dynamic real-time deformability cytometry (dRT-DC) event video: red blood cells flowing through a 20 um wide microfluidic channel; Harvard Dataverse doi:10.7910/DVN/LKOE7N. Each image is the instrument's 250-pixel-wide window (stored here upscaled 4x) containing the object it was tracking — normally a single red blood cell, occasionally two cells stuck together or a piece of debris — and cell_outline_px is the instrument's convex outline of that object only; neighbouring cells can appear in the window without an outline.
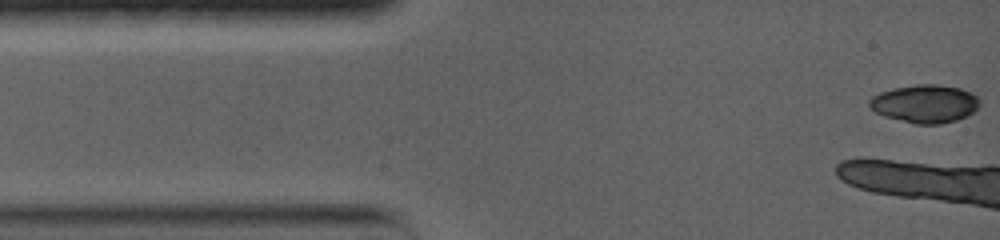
{"species": "common noctule bat (a hibernating species)", "species_latin": "Nyctalus noctula", "temperature_condition": "warm", "stored_images_in_passage": 6, "camera_frame_rate_fps": 5000, "um_per_image_px": 0.085, "animal": {"sex": "female", "body_mass_g": 19.0, "forearm_length_mm": 56.7}, "frame": {"image": 1, "passage_image": 1, "time_ms": 0.0, "image_size_px": [1000, 240], "cell_outline_px": [[980, 104], [972, 112], [956, 120], [940, 124], [916, 124], [884, 116], [876, 112], [868, 104], [868, 100], [872, 96], [880, 92], [892, 88], [916, 84], [936, 84], [960, 88], [976, 96], [980, 100]], "centroid_in_image_um": [78.59, 8.81], "position_along_channel_um": 6.4, "area_um2": 24.33}}